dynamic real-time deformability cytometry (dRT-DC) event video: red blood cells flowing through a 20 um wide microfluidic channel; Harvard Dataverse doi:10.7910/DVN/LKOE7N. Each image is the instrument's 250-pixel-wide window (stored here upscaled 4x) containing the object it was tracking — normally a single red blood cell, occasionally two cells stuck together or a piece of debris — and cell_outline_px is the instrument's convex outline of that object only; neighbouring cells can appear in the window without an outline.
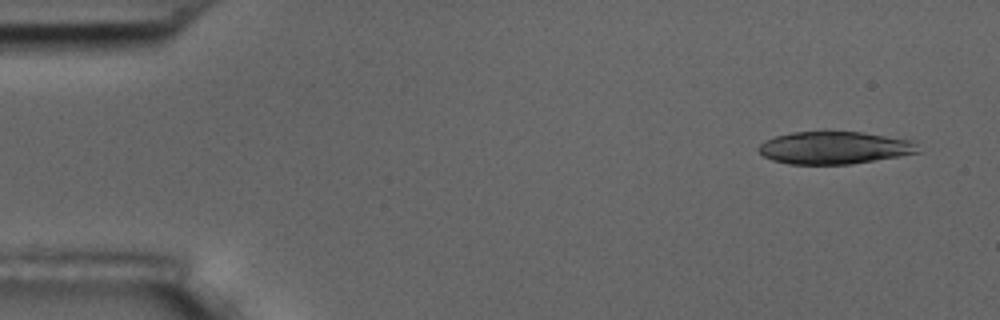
{"species": "common noctule bat (a hibernating species)", "species_latin": "Nyctalus noctula", "temperature_condition": "room temperature", "stored_images_in_passage": 6, "camera_frame_rate_fps": 3000, "um_per_image_px": 0.085, "animal": {"sex": "male", "body_mass_g": 17.5, "forearm_length_mm": 52.3}, "frame": {"image": 1, "passage_image": 1, "time_ms": 0.0, "image_size_px": [1000, 320], "cell_outline_px": [[924, 152], [852, 164], [788, 164], [772, 160], [764, 156], [756, 148], [764, 140], [776, 136], [792, 132], [824, 128], [860, 132], [912, 140]], "centroid_in_image_um": [70.92, 12.52], "position_along_channel_um": 14.1, "area_um2": 31.27}}